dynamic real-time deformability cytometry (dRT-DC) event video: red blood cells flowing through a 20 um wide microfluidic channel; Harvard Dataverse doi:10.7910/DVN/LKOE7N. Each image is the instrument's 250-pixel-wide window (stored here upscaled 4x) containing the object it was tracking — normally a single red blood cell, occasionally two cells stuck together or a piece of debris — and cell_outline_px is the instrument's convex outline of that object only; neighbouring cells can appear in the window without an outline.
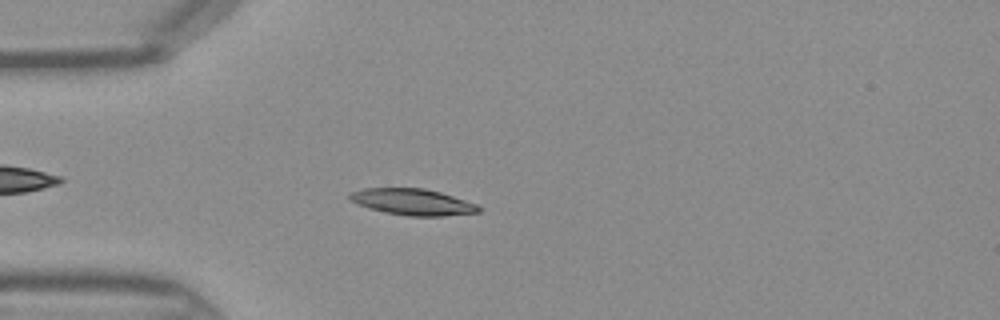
{"species": "Egyptian fruit bat (a non-hibernating species)", "species_latin": "Rousettus aegyptiacus", "temperature_condition": "warm", "stored_images_in_passage": 45, "camera_frame_rate_fps": 3000, "um_per_image_px": 0.085, "frame": {"image": 1, "passage_image": 12, "time_ms": 3.667, "image_size_px": [1000, 320], "cell_outline_px": [[480, 212], [444, 216], [408, 216], [368, 208], [356, 204], [348, 196], [348, 192], [364, 188], [424, 188], [440, 192], [476, 204], [480, 208]], "centroid_in_image_um": [35.04, 17.16], "position_along_channel_um": 50.0, "area_um2": 19.65}}
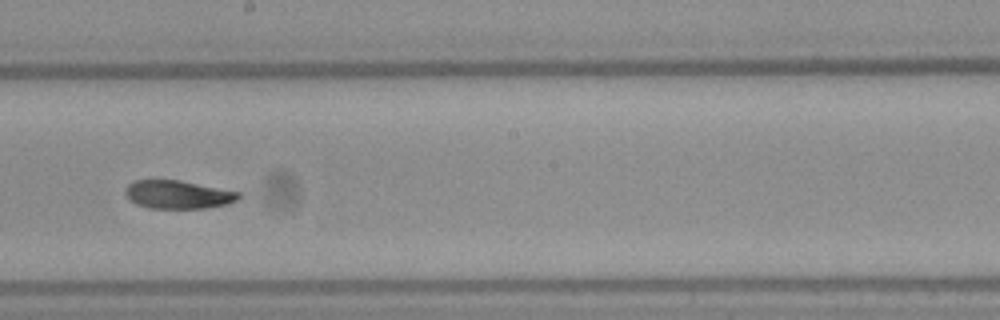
{"frame": {"image": 2, "passage_image": 25, "time_ms": 8.0, "image_size_px": [1000, 320], "cell_outline_px": [[240, 200], [228, 204], [204, 208], [148, 208], [136, 204], [124, 192], [124, 188], [128, 184], [136, 180], [180, 180], [240, 192]], "centroid_in_image_um": [15.15, 16.53], "position_along_channel_um": 233.1, "area_um2": 18.67}}
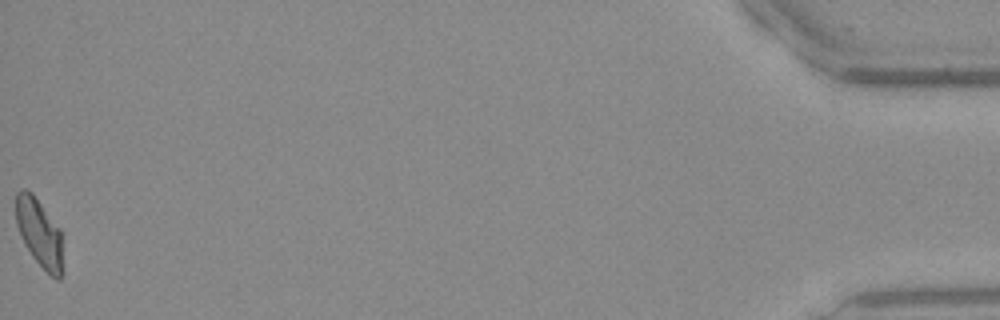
{"frame": {"image": 3, "passage_image": 45, "time_ms": 14.667, "image_size_px": [1000, 320], "cell_outline_px": [[64, 272], [60, 280], [56, 280], [32, 256], [24, 244], [20, 236], [16, 224], [16, 192], [24, 188], [32, 192], [60, 228]], "centroid_in_image_um": [3.36, 19.81], "position_along_channel_um": 431.8, "area_um2": 18.9}}